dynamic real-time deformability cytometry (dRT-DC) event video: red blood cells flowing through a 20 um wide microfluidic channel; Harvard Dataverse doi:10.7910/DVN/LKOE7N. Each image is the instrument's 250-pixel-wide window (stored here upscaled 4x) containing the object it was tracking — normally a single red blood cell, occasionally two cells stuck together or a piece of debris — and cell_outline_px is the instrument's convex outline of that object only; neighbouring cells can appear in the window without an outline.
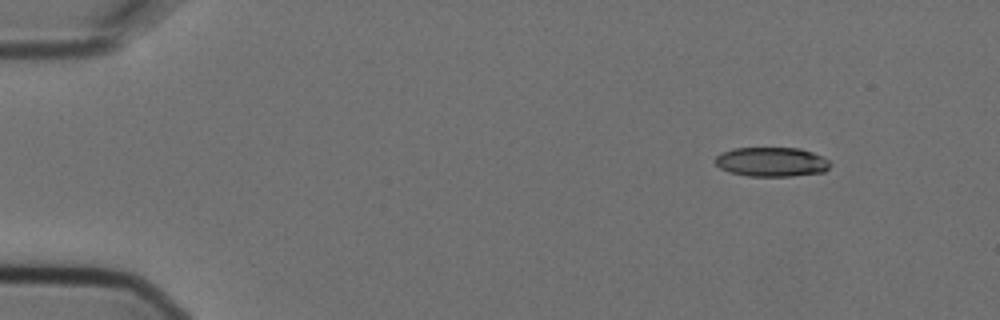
{"species": "Egyptian fruit bat (a non-hibernating species)", "species_latin": "Rousettus aegyptiacus", "temperature_condition": "cold", "stored_images_in_passage": 6, "camera_frame_rate_fps": 3000, "um_per_image_px": 0.085, "animal": {"sex": "female"}, "frame": {"image": 1, "passage_image": 2, "time_ms": 0.333, "image_size_px": [1000, 320], "cell_outline_px": [[832, 164], [824, 172], [792, 176], [748, 176], [728, 172], [720, 168], [712, 160], [720, 152], [732, 148], [800, 148], [812, 152], [828, 160]], "centroid_in_image_um": [65.54, 13.76], "position_along_channel_um": 19.5, "area_um2": 19.88}}